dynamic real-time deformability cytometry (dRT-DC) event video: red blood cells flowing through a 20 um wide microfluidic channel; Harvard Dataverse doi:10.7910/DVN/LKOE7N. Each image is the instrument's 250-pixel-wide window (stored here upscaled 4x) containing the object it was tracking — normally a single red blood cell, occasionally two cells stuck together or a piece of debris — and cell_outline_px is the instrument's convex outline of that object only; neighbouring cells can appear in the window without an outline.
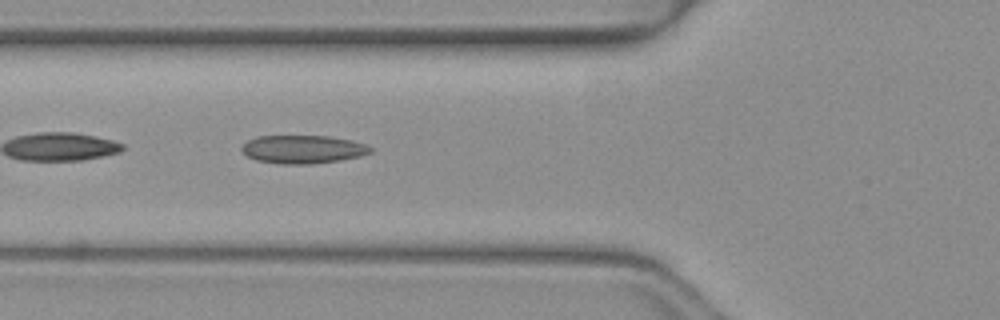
{"species": "common noctule bat (a hibernating species)", "species_latin": "Nyctalus noctula", "temperature_condition": "warm", "stored_images_in_passage": 39, "camera_frame_rate_fps": 3000, "um_per_image_px": 0.085, "animal": {"sex": "female", "body_mass_g": 19.3, "forearm_length_mm": 54.1}, "frame": {"image": 1, "passage_image": 7, "time_ms": 2.0, "image_size_px": [1000, 320], "cell_outline_px": [[372, 152], [360, 156], [340, 160], [312, 164], [280, 164], [256, 160], [248, 156], [240, 148], [248, 140], [256, 136], [328, 136], [352, 140], [364, 144], [372, 148]], "centroid_in_image_um": [25.75, 12.69], "position_along_channel_um": 100.1, "area_um2": 21.15}}
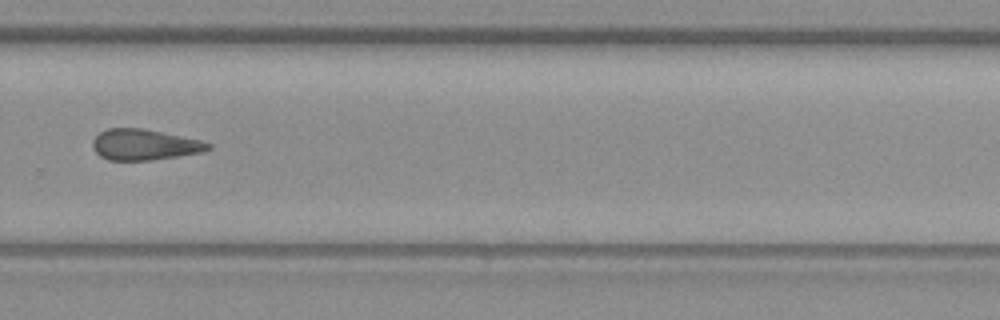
{"frame": {"image": 2, "passage_image": 23, "time_ms": 7.333, "image_size_px": [1000, 320], "cell_outline_px": [[212, 148], [204, 152], [152, 160], [108, 160], [100, 156], [96, 152], [92, 144], [92, 140], [100, 132], [108, 128], [144, 128], [200, 140], [212, 144]], "centroid_in_image_um": [12.29, 12.29], "position_along_channel_um": 317.5, "area_um2": 20.81}}
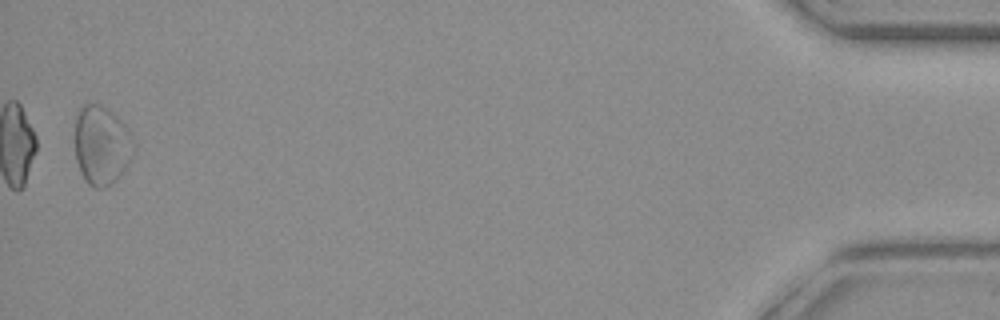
{"frame": {"image": 3, "passage_image": 38, "time_ms": 12.333, "image_size_px": [1000, 320], "cell_outline_px": [[136, 152], [132, 160], [116, 180], [104, 188], [96, 188], [88, 184], [84, 180], [76, 160], [76, 116], [80, 108], [84, 104], [100, 104], [112, 112], [128, 128], [136, 144]], "centroid_in_image_um": [8.68, 12.36], "position_along_channel_um": 426.5, "area_um2": 27.4}, "authors_computed_cell_mechanics": {"area_um2": 20.9236, "velocity_mm_per_s": 4.0821, "shape_relaxation_time_tau1_ms": null, "shape_relaxation_time_tau2_ms": 5.827, "deformation_change_tau1": null, "deformation_change_tau2": 0.1703}}